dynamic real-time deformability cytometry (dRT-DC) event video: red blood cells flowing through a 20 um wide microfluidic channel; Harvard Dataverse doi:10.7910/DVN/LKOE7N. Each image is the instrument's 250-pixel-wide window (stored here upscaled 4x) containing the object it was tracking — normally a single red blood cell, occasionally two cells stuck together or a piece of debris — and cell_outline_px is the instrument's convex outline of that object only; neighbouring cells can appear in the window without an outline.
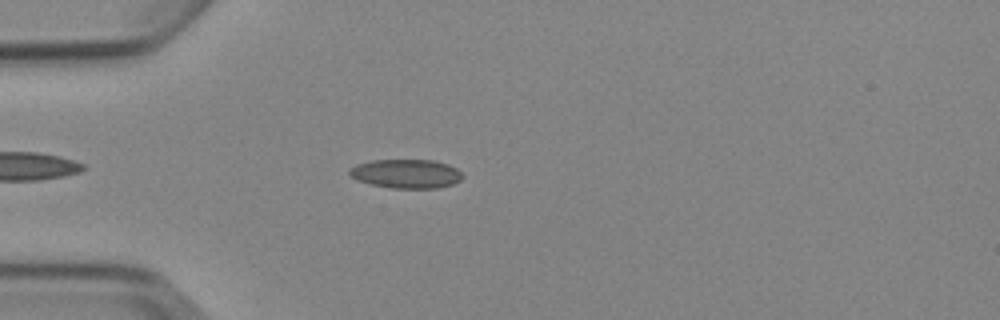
{"species": "Egyptian fruit bat (a non-hibernating species)", "species_latin": "Rousettus aegyptiacus", "temperature_condition": "cold", "stored_images_in_passage": 3, "camera_frame_rate_fps": 3000, "um_per_image_px": 0.085, "animal": {"sex": "female"}, "frame": {"image": 1, "passage_image": 2, "time_ms": 1.0, "image_size_px": [1000, 320], "cell_outline_px": [[464, 176], [460, 180], [452, 184], [436, 188], [392, 188], [372, 184], [360, 180], [352, 176], [348, 172], [348, 168], [356, 164], [372, 160], [432, 160], [448, 164], [456, 168]], "centroid_in_image_um": [34.53, 14.76], "position_along_channel_um": 50.5, "area_um2": 18.96}}